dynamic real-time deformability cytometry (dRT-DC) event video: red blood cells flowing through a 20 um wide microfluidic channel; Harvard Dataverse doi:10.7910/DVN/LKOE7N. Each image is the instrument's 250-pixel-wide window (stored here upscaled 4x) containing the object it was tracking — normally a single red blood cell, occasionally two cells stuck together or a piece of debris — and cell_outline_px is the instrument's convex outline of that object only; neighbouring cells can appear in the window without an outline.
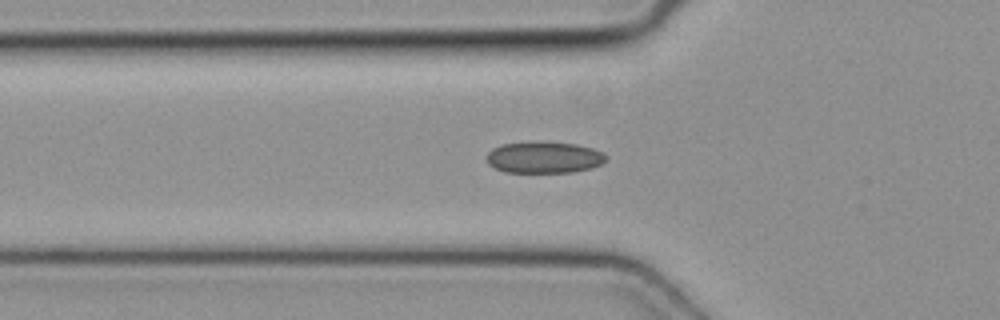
{"species": "common noctule bat (a hibernating species)", "species_latin": "Nyctalus noctula", "temperature_condition": "cold", "stored_images_in_passage": 52, "camera_frame_rate_fps": 3000, "um_per_image_px": 0.085, "animal": {"sex": "female", "body_mass_g": 19.3, "forearm_length_mm": 54.1}, "frame": {"image": 1, "passage_image": 18, "time_ms": 5.667, "image_size_px": [1000, 320], "cell_outline_px": [[608, 160], [592, 168], [572, 172], [504, 172], [488, 164], [484, 156], [492, 148], [500, 144], [576, 144], [592, 148], [608, 156]], "centroid_in_image_um": [46.23, 13.42], "position_along_channel_um": 79.6, "area_um2": 21.33}}
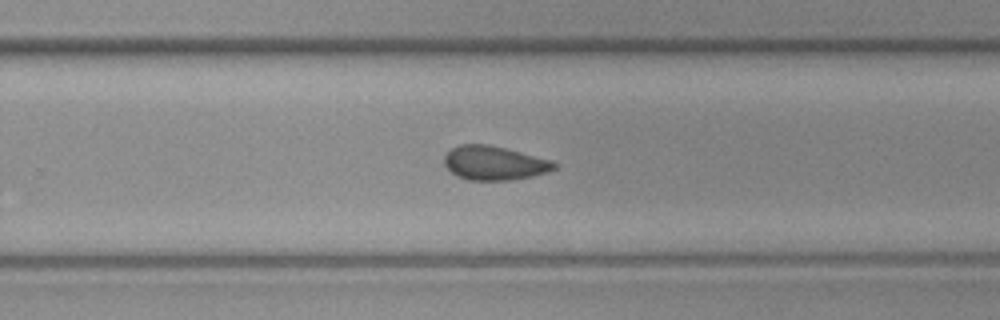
{"frame": {"image": 2, "passage_image": 33, "time_ms": 10.667, "image_size_px": [1000, 320], "cell_outline_px": [[556, 168], [548, 172], [532, 176], [508, 180], [468, 180], [456, 176], [444, 164], [444, 156], [452, 148], [460, 144], [488, 144], [552, 160], [556, 164]], "centroid_in_image_um": [42.0, 13.86], "position_along_channel_um": 287.8, "area_um2": 21.68}}
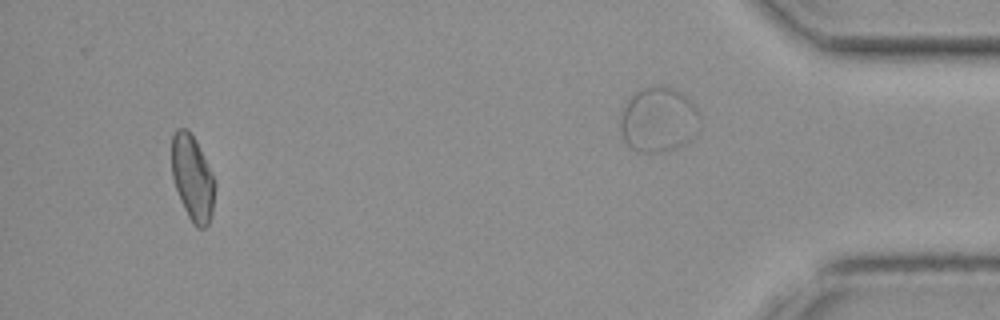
{"frame": {"image": 3, "passage_image": 48, "time_ms": 15.667, "image_size_px": [1000, 320], "cell_outline_px": [[216, 184], [212, 212], [208, 224], [204, 228], [196, 228], [188, 216], [180, 200], [172, 176], [172, 136], [176, 128], [184, 128], [196, 140]], "centroid_in_image_um": [16.36, 15.15], "position_along_channel_um": 418.8, "area_um2": 21.21}}